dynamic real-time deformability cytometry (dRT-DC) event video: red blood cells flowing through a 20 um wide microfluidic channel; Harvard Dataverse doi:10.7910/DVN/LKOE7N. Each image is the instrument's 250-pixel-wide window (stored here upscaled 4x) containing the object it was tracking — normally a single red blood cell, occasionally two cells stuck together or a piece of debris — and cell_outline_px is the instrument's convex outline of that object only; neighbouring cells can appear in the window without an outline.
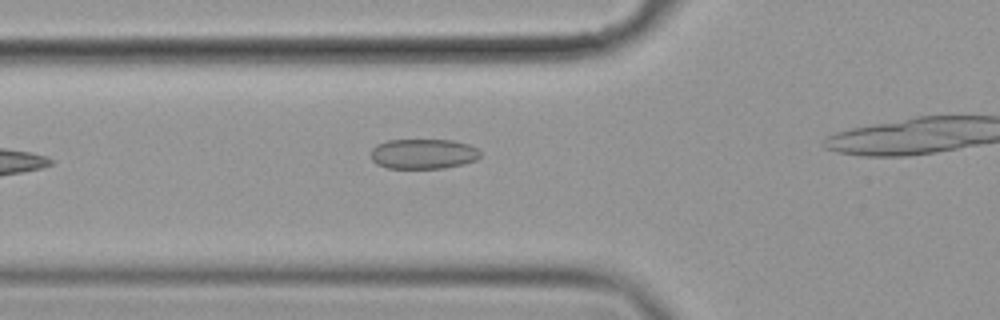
{"species": "common noctule bat (a hibernating species)", "species_latin": "Nyctalus noctula", "temperature_condition": "cold", "stored_images_in_passage": 6, "camera_frame_rate_fps": 3000, "um_per_image_px": 0.085, "animal": {"sex": "female", "body_mass_g": 19.9}, "frame": {"image": 1, "passage_image": 5, "time_ms": 1.333, "image_size_px": [1000, 320], "cell_outline_px": [[480, 156], [476, 160], [464, 164], [444, 168], [388, 168], [376, 164], [368, 156], [372, 148], [376, 144], [388, 140], [452, 140], [468, 144], [476, 148], [480, 152]], "centroid_in_image_um": [35.94, 13.08], "position_along_channel_um": 89.9, "area_um2": 19.36}}